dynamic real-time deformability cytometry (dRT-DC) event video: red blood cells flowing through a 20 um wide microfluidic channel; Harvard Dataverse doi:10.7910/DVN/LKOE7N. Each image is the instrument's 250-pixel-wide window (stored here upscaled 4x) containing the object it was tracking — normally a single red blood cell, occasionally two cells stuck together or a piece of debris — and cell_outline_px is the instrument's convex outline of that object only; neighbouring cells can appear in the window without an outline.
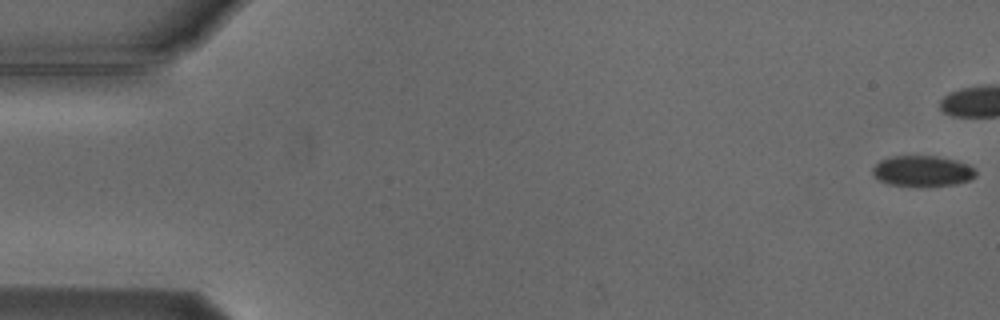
{"species": "Egyptian fruit bat (a non-hibernating species)", "species_latin": "Rousettus aegyptiacus", "temperature_condition": "cold", "stored_images_in_passage": 5, "camera_frame_rate_fps": 3000, "um_per_image_px": 0.085, "animal": {"sex": "male"}, "frame": {"image": 1, "passage_image": 1, "time_ms": 0.0, "image_size_px": [1000, 320], "cell_outline_px": [[976, 176], [968, 180], [956, 184], [888, 184], [876, 180], [872, 176], [872, 168], [880, 160], [892, 156], [936, 156], [956, 160], [968, 164], [976, 168]], "centroid_in_image_um": [78.38, 14.5], "position_along_channel_um": 6.6, "area_um2": 18.15}}